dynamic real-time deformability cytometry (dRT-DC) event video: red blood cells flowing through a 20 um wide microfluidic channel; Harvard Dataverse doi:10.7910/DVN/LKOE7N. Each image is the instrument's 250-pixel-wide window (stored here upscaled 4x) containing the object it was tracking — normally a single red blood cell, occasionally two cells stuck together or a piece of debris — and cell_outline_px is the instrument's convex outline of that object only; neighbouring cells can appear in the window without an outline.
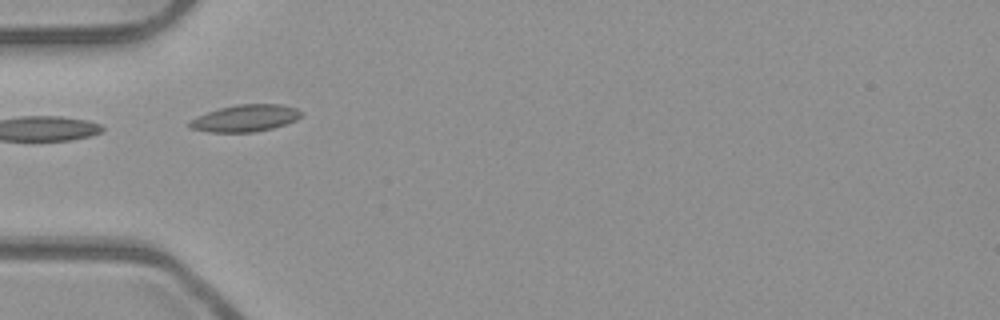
{"species": "common noctule bat (a hibernating species)", "species_latin": "Nyctalus noctula", "temperature_condition": "room temperature", "stored_images_in_passage": 7, "camera_frame_rate_fps": 3000, "um_per_image_px": 0.085, "animal": {"sex": "male", "body_mass_g": 23.1, "forearm_length_mm": 52.7}, "frame": {"image": 1, "passage_image": 1, "time_ms": 0.0, "image_size_px": [1000, 320], "cell_outline_px": [[304, 112], [296, 120], [272, 128], [256, 132], [208, 132], [192, 128], [188, 124], [188, 120], [196, 116], [220, 108], [236, 104], [280, 104], [296, 108]], "centroid_in_image_um": [20.84, 10.04], "position_along_channel_um": 64.2, "area_um2": 17.51}}